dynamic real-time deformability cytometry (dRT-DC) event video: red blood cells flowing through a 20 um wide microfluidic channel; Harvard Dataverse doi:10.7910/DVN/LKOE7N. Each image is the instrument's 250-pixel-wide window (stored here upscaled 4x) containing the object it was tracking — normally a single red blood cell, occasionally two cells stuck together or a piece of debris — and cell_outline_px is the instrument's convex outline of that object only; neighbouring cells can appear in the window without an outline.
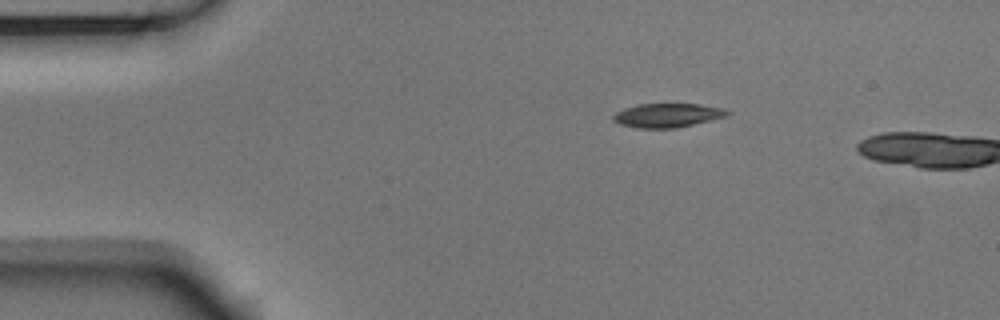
{"species": "Egyptian fruit bat (a non-hibernating species)", "species_latin": "Rousettus aegyptiacus", "temperature_condition": "room temperature", "stored_images_in_passage": 3, "camera_frame_rate_fps": 3000, "um_per_image_px": 0.085, "animal": {"sex": "male"}, "frame": {"image": 1, "passage_image": 1, "time_ms": 0.0, "image_size_px": [1000, 320], "cell_outline_px": [[732, 112], [724, 116], [676, 128], [636, 128], [620, 124], [612, 120], [612, 116], [616, 112], [624, 108], [636, 104], [700, 104], [724, 108]], "centroid_in_image_um": [56.68, 9.79], "position_along_channel_um": 28.3, "area_um2": 15.84}}